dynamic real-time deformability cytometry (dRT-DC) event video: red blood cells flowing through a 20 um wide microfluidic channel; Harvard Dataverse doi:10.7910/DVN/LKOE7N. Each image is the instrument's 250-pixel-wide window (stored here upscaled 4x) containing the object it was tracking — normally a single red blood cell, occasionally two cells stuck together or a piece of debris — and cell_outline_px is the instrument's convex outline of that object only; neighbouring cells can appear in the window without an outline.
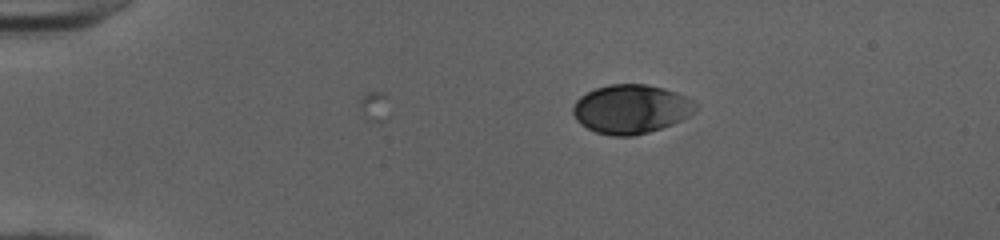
{"species": "human", "species_latin": "Homo sapiens", "temperature_condition": "cold", "stored_images_in_passage": 30, "camera_frame_rate_fps": 3000, "um_per_image_px": 0.085, "donor": {"sex": "female"}, "frame": {"image": 1, "passage_image": 1, "time_ms": 0.0, "image_size_px": [1000, 240], "cell_outline_px": [[696, 108], [688, 116], [672, 124], [648, 132], [632, 136], [612, 136], [596, 132], [580, 124], [576, 120], [572, 112], [572, 108], [576, 100], [580, 96], [596, 88], [608, 84], [644, 84], [664, 88], [676, 92], [692, 100], [696, 104]], "centroid_in_image_um": [53.6, 9.27], "position_along_channel_um": 31.4, "area_um2": 34.8}}
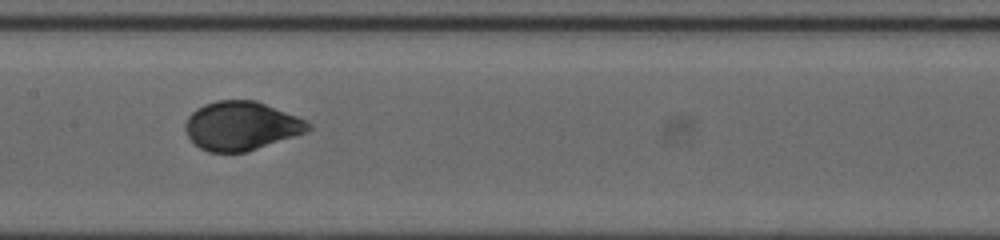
{"frame": {"image": 2, "passage_image": 18, "time_ms": 5.667, "image_size_px": [1000, 240], "cell_outline_px": [[312, 128], [304, 132], [244, 152], [208, 152], [200, 148], [188, 136], [184, 128], [184, 124], [188, 116], [196, 108], [204, 104], [216, 100], [256, 100], [296, 116], [312, 124]], "centroid_in_image_um": [20.45, 10.68], "position_along_channel_um": 186.9, "area_um2": 34.51}}
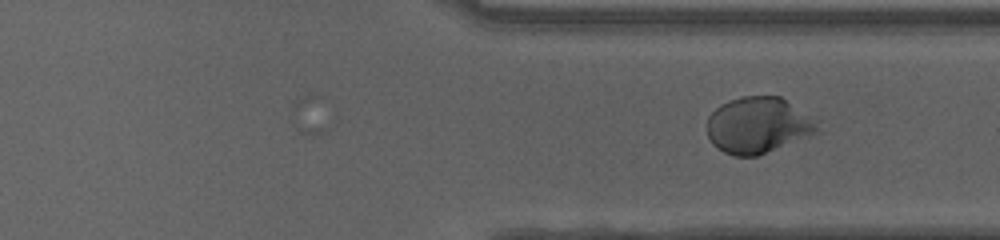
{"frame": {"image": 3, "passage_image": 30, "time_ms": 9.667, "image_size_px": [1000, 240], "cell_outline_px": [[820, 132], [756, 156], [736, 156], [724, 152], [716, 148], [712, 144], [708, 136], [708, 116], [720, 104], [728, 100], [744, 96], [780, 96], [820, 120]], "centroid_in_image_um": [64.48, 10.63], "position_along_channel_um": 346.9, "area_um2": 36.47}}